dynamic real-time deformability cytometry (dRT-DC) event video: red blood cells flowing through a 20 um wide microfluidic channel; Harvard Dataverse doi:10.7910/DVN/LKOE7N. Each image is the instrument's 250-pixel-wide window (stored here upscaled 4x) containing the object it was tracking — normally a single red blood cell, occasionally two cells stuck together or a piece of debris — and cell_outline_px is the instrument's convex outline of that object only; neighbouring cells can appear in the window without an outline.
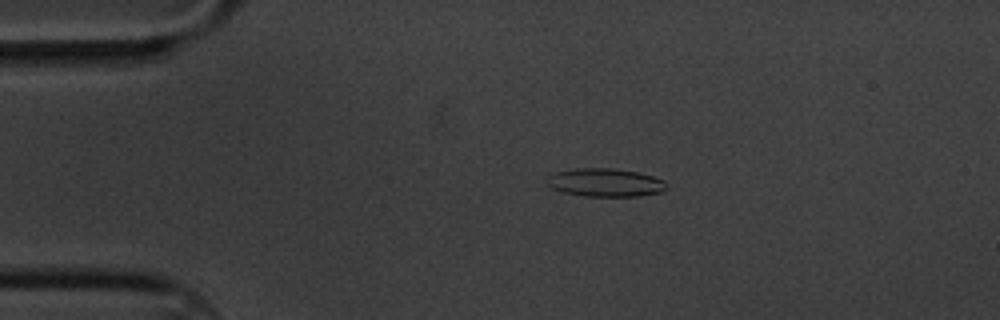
{"species": "common noctule bat (a hibernating species)", "species_latin": "Nyctalus noctula", "temperature_condition": "cold", "stored_images_in_passage": 60, "camera_frame_rate_fps": 3000, "um_per_image_px": 0.085, "animal": {"sex": "male", "body_mass_g": 20.1, "forearm_length_mm": 53.5}, "frame": {"image": 1, "passage_image": 12, "time_ms": 3.667, "image_size_px": [1000, 320], "cell_outline_px": [[668, 188], [664, 192], [640, 196], [584, 196], [564, 192], [552, 188], [544, 180], [544, 176], [552, 172], [576, 168], [612, 168], [636, 172], [652, 176], [664, 180]], "centroid_in_image_um": [51.41, 15.51], "position_along_channel_um": 33.6, "area_um2": 20.0}}
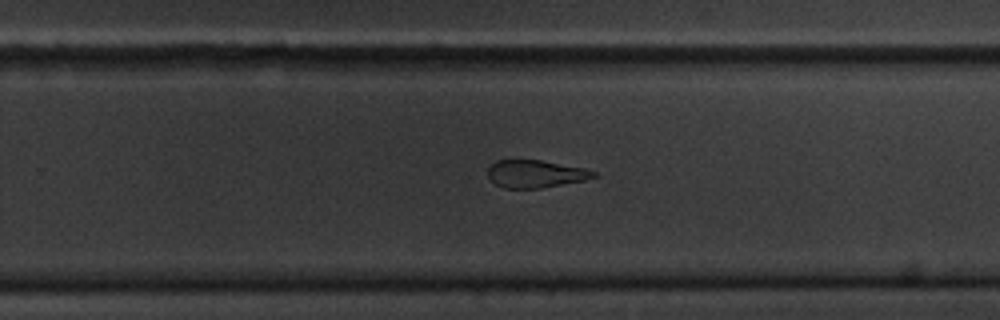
{"frame": {"image": 2, "passage_image": 38, "time_ms": 12.333, "image_size_px": [1000, 320], "cell_outline_px": [[596, 176], [584, 180], [540, 188], [504, 188], [496, 184], [488, 176], [488, 168], [496, 160], [540, 160], [584, 168], [596, 172]], "centroid_in_image_um": [45.5, 14.77], "position_along_channel_um": 284.3, "area_um2": 16.76}}
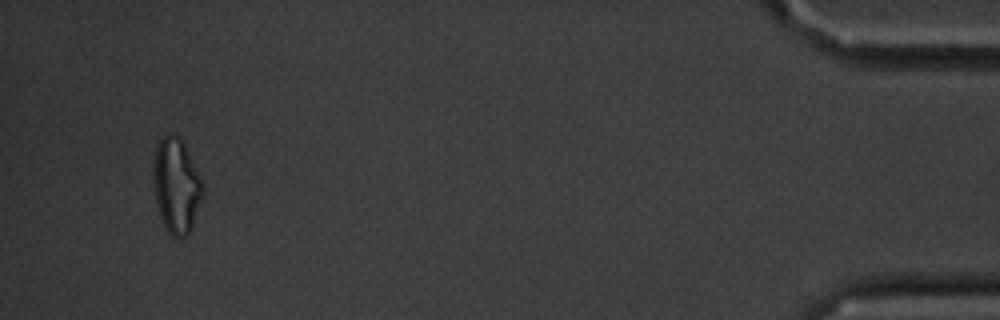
{"frame": {"image": 3, "passage_image": 57, "time_ms": 18.667, "image_size_px": [1000, 320], "cell_outline_px": [[204, 196], [192, 228], [184, 236], [172, 236], [168, 232], [160, 216], [156, 200], [152, 176], [152, 164], [156, 148], [160, 140], [164, 136], [180, 136], [200, 176], [204, 188]], "centroid_in_image_um": [15.0, 15.79], "position_along_channel_um": 420.2, "area_um2": 27.22}, "authors_computed_cell_mechanics": {"area_um2": 19.5075, "velocity_mm_per_s": 3.3412, "shape_relaxation_time_tau1_ms": 7.7656, "shape_relaxation_time_tau2_ms": 4.0369, "deformation_change_tau1": 0.1924, "deformation_change_tau2": 0.1411}}